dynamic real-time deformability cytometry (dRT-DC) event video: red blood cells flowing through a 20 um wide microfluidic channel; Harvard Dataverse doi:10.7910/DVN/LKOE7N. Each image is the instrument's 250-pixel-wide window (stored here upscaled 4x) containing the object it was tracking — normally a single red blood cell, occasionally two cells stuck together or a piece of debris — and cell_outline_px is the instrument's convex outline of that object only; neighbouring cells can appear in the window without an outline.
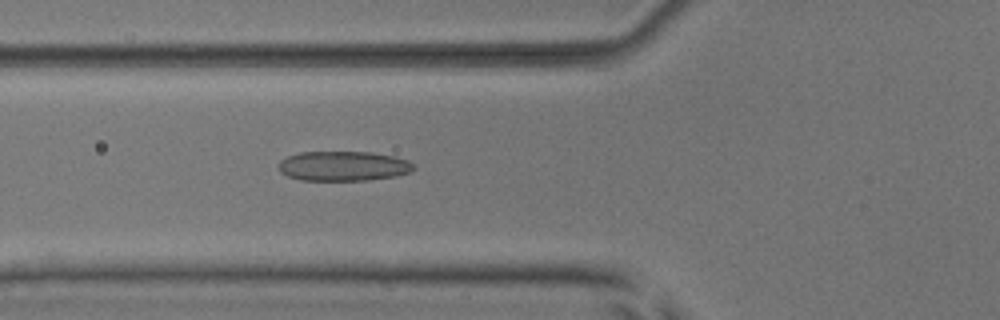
{"species": "common noctule bat (a hibernating species)", "species_latin": "Nyctalus noctula", "temperature_condition": "room temperature", "stored_images_in_passage": 45, "camera_frame_rate_fps": 3000, "um_per_image_px": 0.085, "animal": {"sex": "male", "body_mass_g": 17.9, "forearm_length_mm": 54.2}, "frame": {"image": 1, "passage_image": 12, "time_ms": 3.667, "image_size_px": [1000, 320], "cell_outline_px": [[416, 168], [412, 172], [396, 176], [368, 180], [300, 180], [288, 176], [280, 172], [280, 160], [288, 156], [300, 152], [372, 152], [396, 156], [408, 160]], "centroid_in_image_um": [29.23, 14.11], "position_along_channel_um": 96.6, "area_um2": 23.52}}
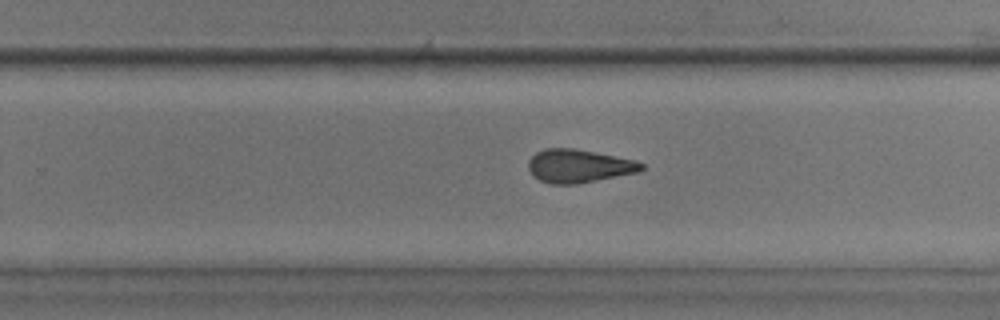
{"frame": {"image": 2, "passage_image": 26, "time_ms": 8.333, "image_size_px": [1000, 320], "cell_outline_px": [[644, 168], [636, 172], [576, 184], [552, 184], [540, 180], [532, 176], [528, 168], [528, 160], [536, 152], [544, 148], [576, 148], [636, 160], [644, 164]], "centroid_in_image_um": [49.16, 14.09], "position_along_channel_um": 280.6, "area_um2": 21.91}}
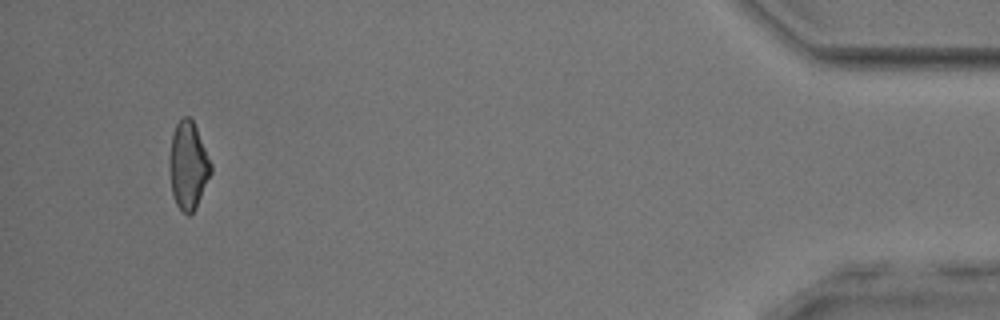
{"frame": {"image": 3, "passage_image": 42, "time_ms": 13.667, "image_size_px": [1000, 320], "cell_outline_px": [[212, 172], [196, 208], [188, 216], [176, 204], [172, 192], [168, 164], [168, 156], [172, 132], [176, 124], [184, 116], [188, 116], [192, 120], [196, 128], [212, 164]], "centroid_in_image_um": [15.98, 14.07], "position_along_channel_um": 419.2, "area_um2": 21.27}, "authors_computed_cell_mechanics": {"area_um2": 21.964, "velocity_mm_per_s": 3.9504, "shape_relaxation_time_tau1_ms": 7.8584, "shape_relaxation_time_tau2_ms": 3.0587, "deformation_change_tau1": 0.2015, "deformation_change_tau2": 0.1256}}